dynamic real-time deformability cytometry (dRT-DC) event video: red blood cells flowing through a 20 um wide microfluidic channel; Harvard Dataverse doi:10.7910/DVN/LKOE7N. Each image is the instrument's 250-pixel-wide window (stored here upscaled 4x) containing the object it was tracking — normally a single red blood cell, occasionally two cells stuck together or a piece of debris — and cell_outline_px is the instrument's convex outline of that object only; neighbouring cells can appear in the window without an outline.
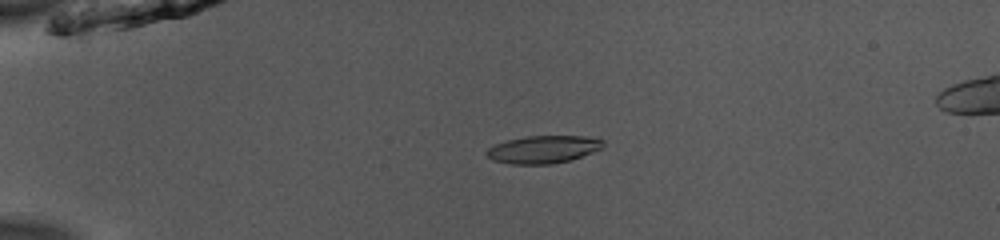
{"species": "common noctule bat (a hibernating species)", "species_latin": "Nyctalus noctula", "temperature_condition": "room temperature", "stored_images_in_passage": 53, "camera_frame_rate_fps": 3000, "um_per_image_px": 0.085, "animal": {"sex": "male", "body_mass_g": 13.0, "forearm_length_mm": 53.1}, "frame": {"image": 1, "passage_image": 14, "time_ms": 4.333, "image_size_px": [1000, 240], "cell_outline_px": [[604, 148], [572, 160], [552, 164], [512, 164], [492, 160], [484, 152], [488, 148], [496, 144], [508, 140], [528, 136], [584, 136], [604, 140]], "centroid_in_image_um": [46.21, 12.7], "position_along_channel_um": 38.8, "area_um2": 18.84}}
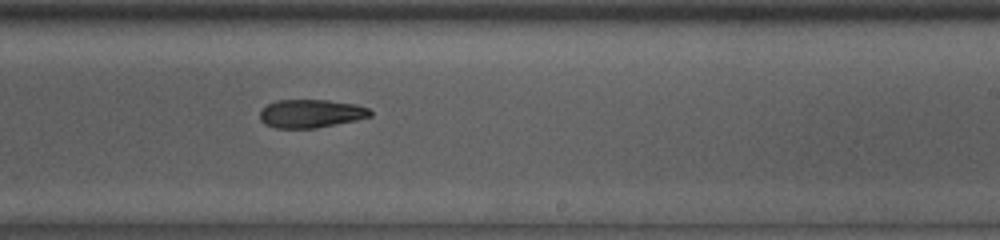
{"frame": {"image": 2, "passage_image": 34, "time_ms": 11.0, "image_size_px": [1000, 240], "cell_outline_px": [[372, 116], [356, 120], [316, 128], [276, 128], [264, 124], [260, 120], [260, 112], [268, 104], [276, 100], [328, 100], [356, 104], [368, 108], [372, 112]], "centroid_in_image_um": [26.43, 9.65], "position_along_channel_um": 262.6, "area_um2": 18.21}}
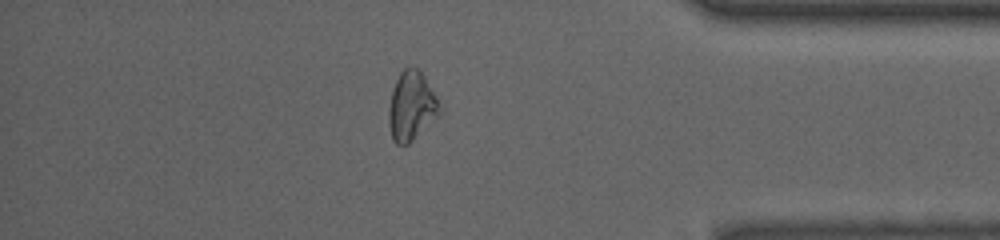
{"frame": {"image": 3, "passage_image": 46, "time_ms": 15.0, "image_size_px": [1000, 240], "cell_outline_px": [[440, 112], [408, 144], [396, 144], [392, 140], [388, 124], [388, 108], [392, 88], [400, 72], [404, 68], [412, 64], [420, 68], [440, 104]], "centroid_in_image_um": [34.93, 8.96], "position_along_channel_um": 400.3, "area_um2": 20.46}, "authors_computed_cell_mechanics": {"area_um2": 19.652, "velocity_mm_per_s": 3.9695, "shape_relaxation_time_tau1_ms": 4.9598, "shape_relaxation_time_tau2_ms": 6.1748, "deformation_change_tau1": 0.1378, "deformation_change_tau2": 0.1478}}